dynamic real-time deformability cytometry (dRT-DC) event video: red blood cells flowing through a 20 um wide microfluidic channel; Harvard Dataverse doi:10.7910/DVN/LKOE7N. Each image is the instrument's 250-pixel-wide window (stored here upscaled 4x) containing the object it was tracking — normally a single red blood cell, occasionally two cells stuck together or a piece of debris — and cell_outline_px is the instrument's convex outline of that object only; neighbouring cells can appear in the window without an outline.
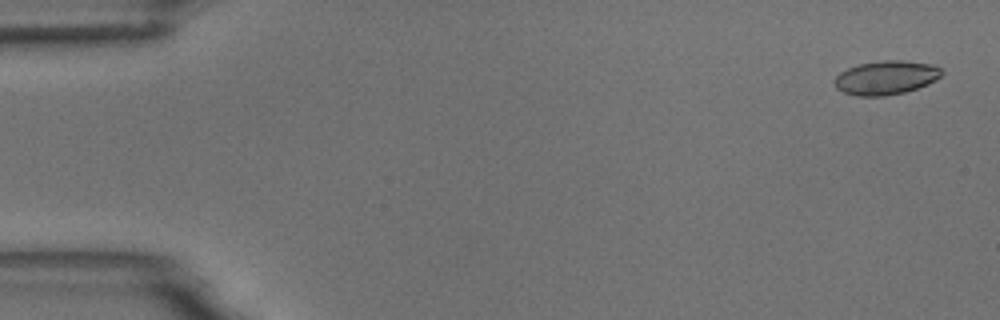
{"species": "common noctule bat (a hibernating species)", "species_latin": "Nyctalus noctula", "temperature_condition": "room temperature", "stored_images_in_passage": 55, "camera_frame_rate_fps": 3000, "um_per_image_px": 0.085, "animal": {"sex": "male", "body_mass_g": 18.8}, "frame": {"image": 1, "passage_image": 2, "time_ms": 0.333, "image_size_px": [1000, 320], "cell_outline_px": [[944, 72], [936, 80], [928, 84], [904, 92], [884, 96], [856, 96], [844, 92], [836, 88], [832, 80], [840, 72], [848, 68], [860, 64], [884, 60], [900, 60], [932, 64], [940, 68]], "centroid_in_image_um": [75.29, 6.6], "position_along_channel_um": 9.7, "area_um2": 21.15}}
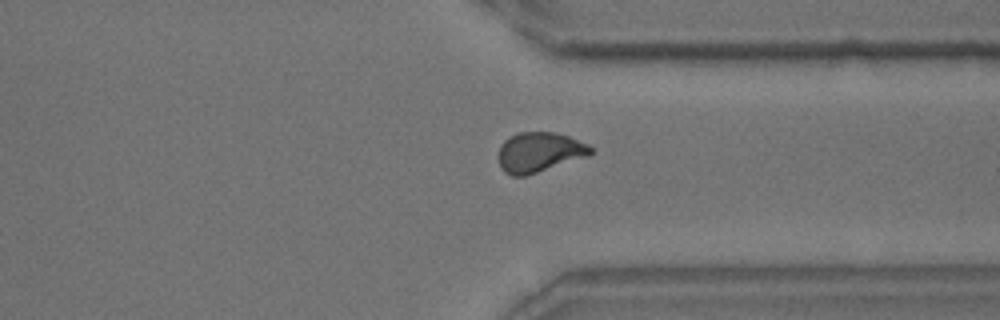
{"frame": {"image": 2, "passage_image": 42, "time_ms": 13.667, "image_size_px": [1000, 320], "cell_outline_px": [[592, 152], [588, 156], [524, 176], [512, 176], [504, 172], [500, 168], [496, 156], [500, 144], [508, 136], [520, 132], [556, 132], [568, 136], [588, 144], [592, 148]], "centroid_in_image_um": [45.77, 12.93], "position_along_channel_um": 365.6, "area_um2": 21.68}}
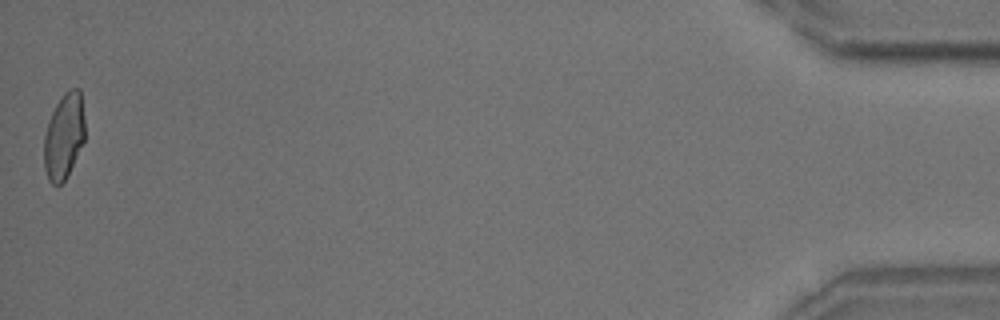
{"frame": {"image": 3, "passage_image": 55, "time_ms": 18.0, "image_size_px": [1000, 320], "cell_outline_px": [[84, 140], [64, 180], [60, 184], [52, 184], [48, 180], [44, 168], [44, 136], [48, 120], [56, 104], [64, 92], [72, 88], [80, 88], [84, 116]], "centroid_in_image_um": [5.42, 11.54], "position_along_channel_um": 429.8, "area_um2": 20.23}, "authors_computed_cell_mechanics": {"area_um2": 21.2704, "velocity_mm_per_s": 3.6544, "shape_relaxation_time_tau1_ms": 5.4652, "shape_relaxation_time_tau2_ms": 1.2558, "deformation_change_tau1": 0.1526, "deformation_change_tau2": 0.072}}